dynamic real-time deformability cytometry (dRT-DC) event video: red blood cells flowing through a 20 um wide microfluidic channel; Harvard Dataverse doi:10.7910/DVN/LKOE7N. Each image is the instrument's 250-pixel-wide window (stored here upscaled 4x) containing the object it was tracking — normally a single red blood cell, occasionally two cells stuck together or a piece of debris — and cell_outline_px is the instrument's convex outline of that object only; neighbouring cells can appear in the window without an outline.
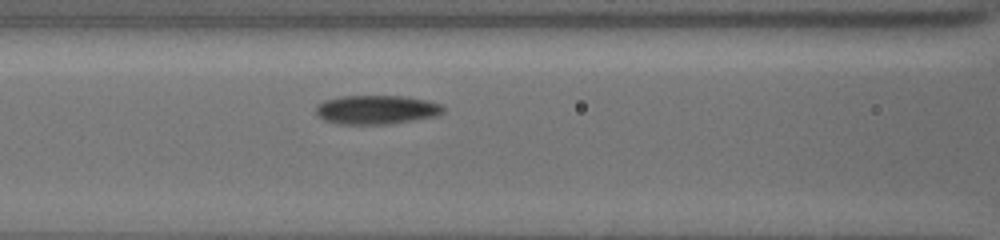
{"species": "common noctule bat (a hibernating species)", "species_latin": "Nyctalus noctula", "temperature_condition": "cold", "stored_images_in_passage": 15, "camera_frame_rate_fps": 3000, "um_per_image_px": 0.085, "animal": {"sex": "female", "body_mass_g": 19.5, "forearm_length_mm": 54.1}, "frame": {"image": 1, "passage_image": 7, "time_ms": 2.667, "image_size_px": [1000, 240], "cell_outline_px": [[444, 112], [440, 116], [388, 124], [340, 124], [328, 120], [320, 116], [316, 112], [316, 104], [324, 100], [344, 96], [404, 96], [428, 100], [440, 104], [444, 108]], "centroid_in_image_um": [32.06, 9.32], "position_along_channel_um": 134.5, "area_um2": 21.5}}
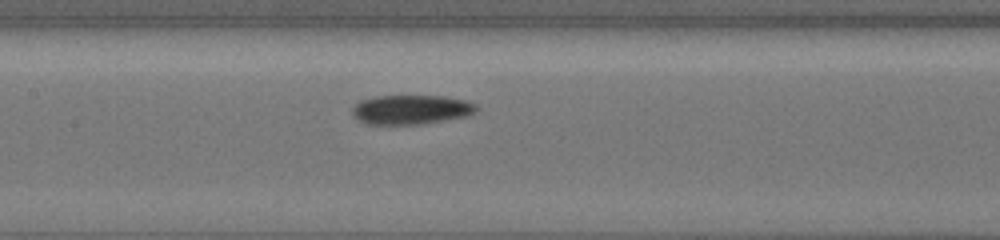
{"frame": {"image": 2, "passage_image": 9, "time_ms": 3.667, "image_size_px": [1000, 240], "cell_outline_px": [[476, 112], [464, 116], [420, 124], [364, 124], [352, 112], [352, 108], [360, 100], [376, 96], [444, 96], [468, 100], [476, 104]], "centroid_in_image_um": [34.94, 9.3], "position_along_channel_um": 172.5, "area_um2": 21.04}}
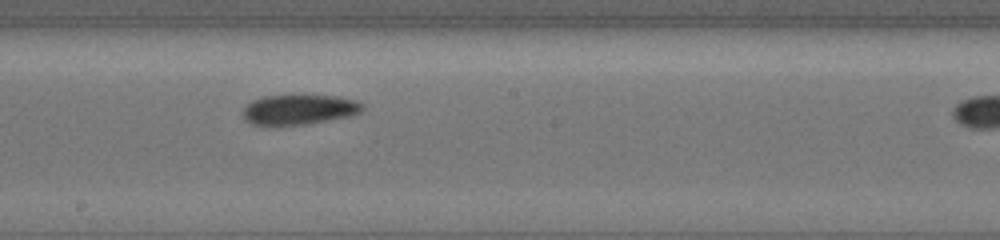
{"frame": {"image": 3, "passage_image": 12, "time_ms": 5.0, "image_size_px": [1000, 240], "cell_outline_px": [[364, 108], [360, 112], [352, 116], [304, 124], [252, 124], [244, 120], [240, 112], [252, 100], [264, 96], [340, 96], [356, 100], [364, 104]], "centroid_in_image_um": [25.44, 9.3], "position_along_channel_um": 222.8, "area_um2": 20.75}}